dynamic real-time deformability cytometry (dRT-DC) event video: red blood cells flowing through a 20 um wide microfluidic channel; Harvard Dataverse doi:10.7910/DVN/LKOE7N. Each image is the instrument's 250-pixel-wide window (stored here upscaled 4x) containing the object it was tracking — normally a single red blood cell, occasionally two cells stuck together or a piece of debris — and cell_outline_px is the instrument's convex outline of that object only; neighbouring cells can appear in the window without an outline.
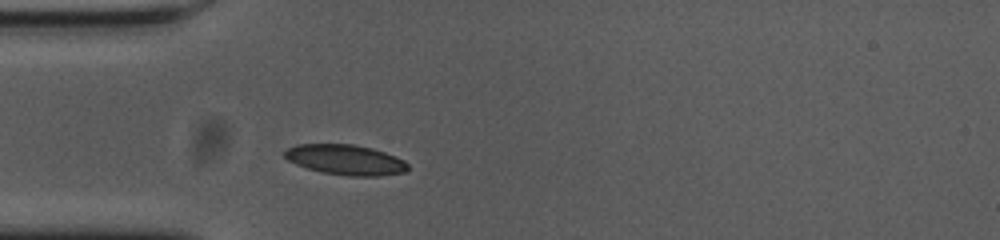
{"species": "common noctule bat (a hibernating species)", "species_latin": "Nyctalus noctula", "temperature_condition": "cold", "stored_images_in_passage": 32, "camera_frame_rate_fps": 3000, "um_per_image_px": 0.085, "animal": {"sex": "female", "body_mass_g": 23.0, "forearm_length_mm": 53.4}, "frame": {"image": 1, "passage_image": 1, "time_ms": 0.0, "image_size_px": [1000, 240], "cell_outline_px": [[408, 168], [404, 172], [376, 176], [352, 176], [324, 172], [308, 168], [296, 164], [288, 160], [284, 156], [284, 152], [288, 148], [296, 144], [352, 144], [372, 148], [384, 152], [404, 160], [408, 164]], "centroid_in_image_um": [29.36, 13.57], "position_along_channel_um": 55.6, "area_um2": 21.44}}
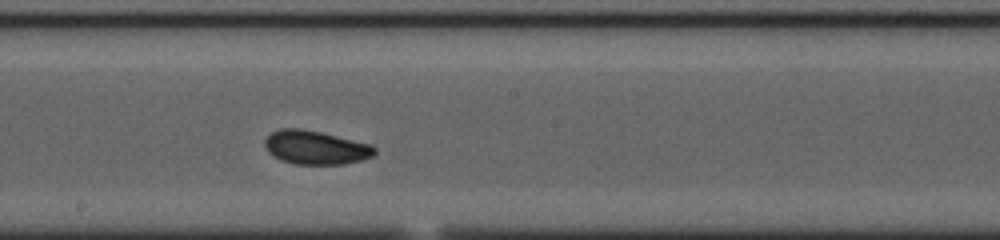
{"frame": {"image": 2, "passage_image": 15, "time_ms": 4.667, "image_size_px": [1000, 240], "cell_outline_px": [[376, 152], [372, 156], [360, 160], [344, 164], [296, 164], [280, 160], [268, 152], [264, 144], [264, 140], [272, 132], [280, 128], [300, 128], [320, 132], [372, 144], [376, 148]], "centroid_in_image_um": [26.82, 12.53], "position_along_channel_um": 221.4, "area_um2": 21.56}}
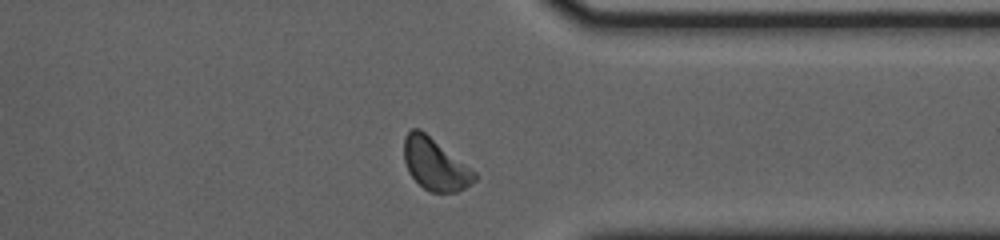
{"frame": {"image": 3, "passage_image": 28, "time_ms": 9.0, "image_size_px": [1000, 240], "cell_outline_px": [[476, 180], [464, 188], [456, 192], [432, 192], [424, 188], [408, 172], [404, 160], [404, 136], [412, 128], [420, 128], [476, 172]], "centroid_in_image_um": [36.97, 13.95], "position_along_channel_um": 374.4, "area_um2": 21.1}, "authors_computed_cell_mechanics": {"area_um2": 21.3282, "velocity_mm_per_s": 3.6488, "shape_relaxation_time_tau1_ms": 2.5648, "shape_relaxation_time_tau2_ms": 4.8631, "deformation_change_tau1": 0.1036, "deformation_change_tau2": 0.0855}}